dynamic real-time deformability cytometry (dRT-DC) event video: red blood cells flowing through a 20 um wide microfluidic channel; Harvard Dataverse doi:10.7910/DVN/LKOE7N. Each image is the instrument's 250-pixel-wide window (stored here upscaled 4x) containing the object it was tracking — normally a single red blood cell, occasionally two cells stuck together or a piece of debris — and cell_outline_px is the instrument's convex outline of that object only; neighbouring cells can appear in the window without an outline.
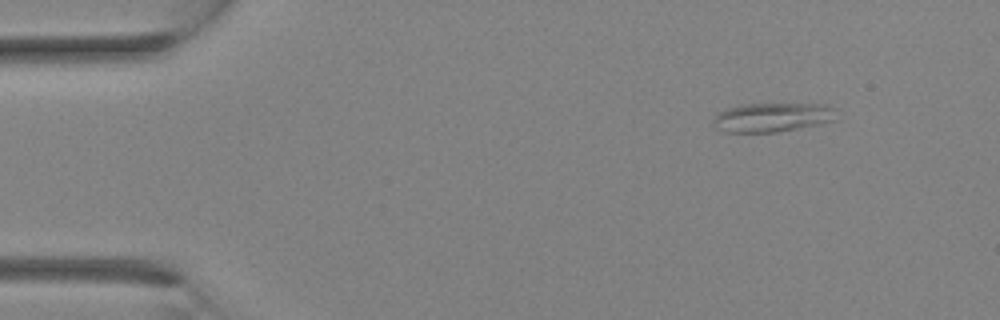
{"species": "Egyptian fruit bat (a non-hibernating species)", "species_latin": "Rousettus aegyptiacus", "temperature_condition": "room temperature", "stored_images_in_passage": 2, "camera_frame_rate_fps": 3000, "um_per_image_px": 0.085, "animal": {"sex": "female"}, "frame": {"image": 1, "passage_image": 1, "time_ms": 0.0, "image_size_px": [1000, 320], "cell_outline_px": [[836, 120], [820, 124], [776, 132], [724, 132], [716, 128], [712, 124], [712, 120], [720, 112], [728, 108], [744, 104], [828, 104], [836, 108]], "centroid_in_image_um": [65.69, 9.97], "position_along_channel_um": 19.3, "area_um2": 20.98}}
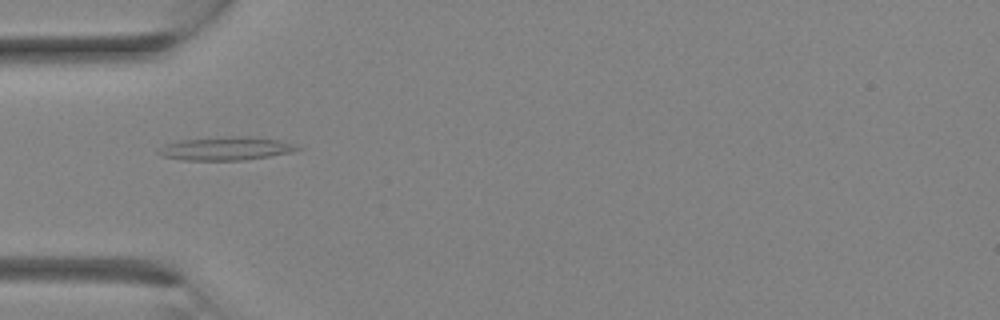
{"frame": {"image": 2, "passage_image": 2, "time_ms": 2.0, "image_size_px": [1000, 320], "cell_outline_px": [[304, 148], [292, 152], [244, 160], [184, 160], [160, 156], [156, 152], [164, 144], [180, 140], [232, 136], [248, 136], [280, 140], [296, 144]], "centroid_in_image_um": [19.22, 12.62], "position_along_channel_um": 65.8, "area_um2": 19.02}}